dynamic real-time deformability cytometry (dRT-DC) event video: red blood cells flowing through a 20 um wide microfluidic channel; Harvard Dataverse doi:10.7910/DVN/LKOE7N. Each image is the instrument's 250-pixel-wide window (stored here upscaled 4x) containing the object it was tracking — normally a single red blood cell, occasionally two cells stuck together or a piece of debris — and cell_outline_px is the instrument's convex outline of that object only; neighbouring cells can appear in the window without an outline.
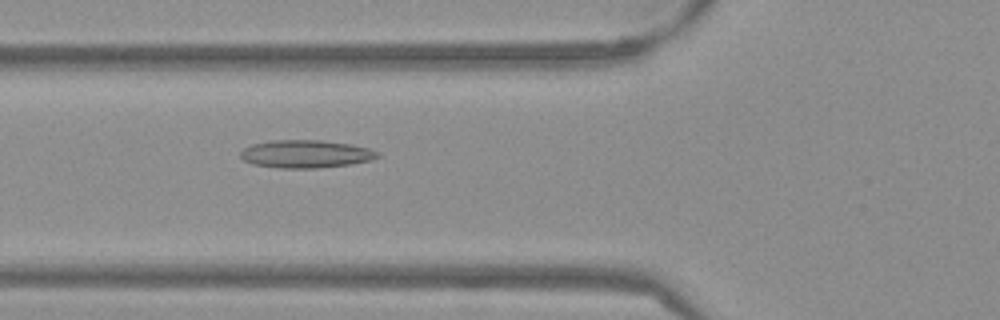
{"species": "Egyptian fruit bat (a non-hibernating species)", "species_latin": "Rousettus aegyptiacus", "temperature_condition": "warm", "stored_images_in_passage": 52, "camera_frame_rate_fps": 3000, "um_per_image_px": 0.085, "frame": {"image": 1, "passage_image": 19, "time_ms": 6.0, "image_size_px": [1000, 320], "cell_outline_px": [[380, 156], [372, 160], [352, 164], [316, 168], [280, 168], [252, 164], [244, 160], [240, 156], [240, 152], [244, 148], [252, 144], [272, 140], [320, 140], [348, 144], [368, 148], [380, 152]], "centroid_in_image_um": [26.0, 13.09], "position_along_channel_um": 99.8, "area_um2": 22.25}}
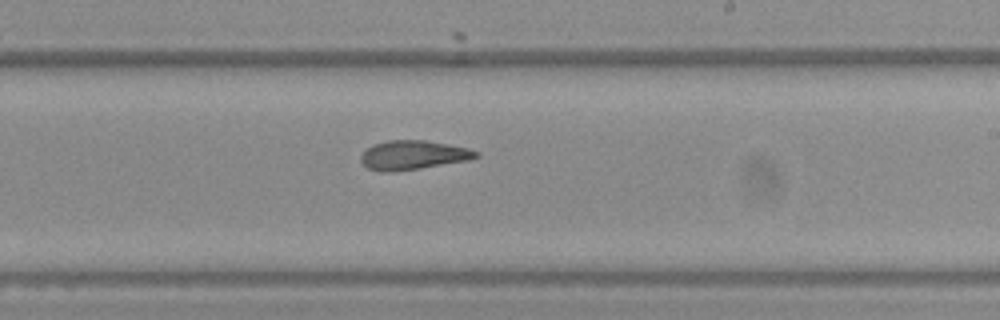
{"frame": {"image": 2, "passage_image": 31, "time_ms": 10.0, "image_size_px": [1000, 320], "cell_outline_px": [[480, 156], [468, 160], [420, 168], [392, 172], [380, 172], [368, 168], [360, 160], [360, 156], [372, 144], [388, 140], [424, 140], [448, 144], [468, 148], [480, 152]], "centroid_in_image_um": [35.11, 13.18], "position_along_channel_um": 253.9, "area_um2": 19.54}}
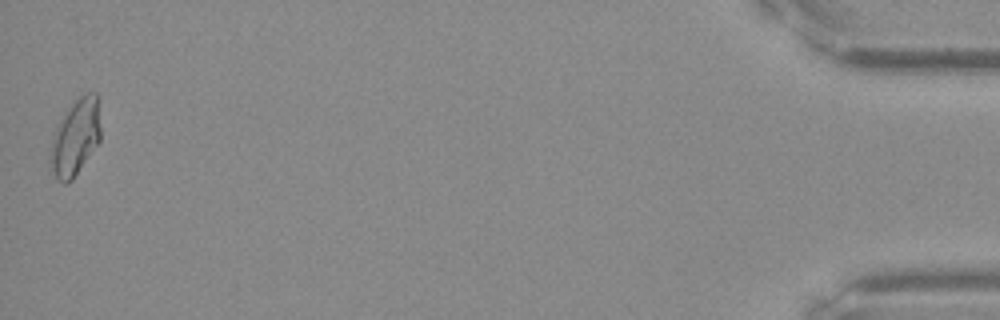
{"frame": {"image": 3, "passage_image": 52, "time_ms": 17.0, "image_size_px": [1000, 320], "cell_outline_px": [[100, 140], [72, 180], [68, 184], [64, 184], [56, 180], [52, 168], [52, 140], [56, 128], [72, 104], [84, 92], [96, 92], [100, 96]], "centroid_in_image_um": [6.47, 11.63], "position_along_channel_um": 428.7, "area_um2": 22.02}, "authors_computed_cell_mechanics": {"area_um2": 20.4901, "velocity_mm_per_s": 3.8354, "shape_relaxation_time_tau1_ms": null, "shape_relaxation_time_tau2_ms": 2.8986, "deformation_change_tau1": null, "deformation_change_tau2": 0.1122}}